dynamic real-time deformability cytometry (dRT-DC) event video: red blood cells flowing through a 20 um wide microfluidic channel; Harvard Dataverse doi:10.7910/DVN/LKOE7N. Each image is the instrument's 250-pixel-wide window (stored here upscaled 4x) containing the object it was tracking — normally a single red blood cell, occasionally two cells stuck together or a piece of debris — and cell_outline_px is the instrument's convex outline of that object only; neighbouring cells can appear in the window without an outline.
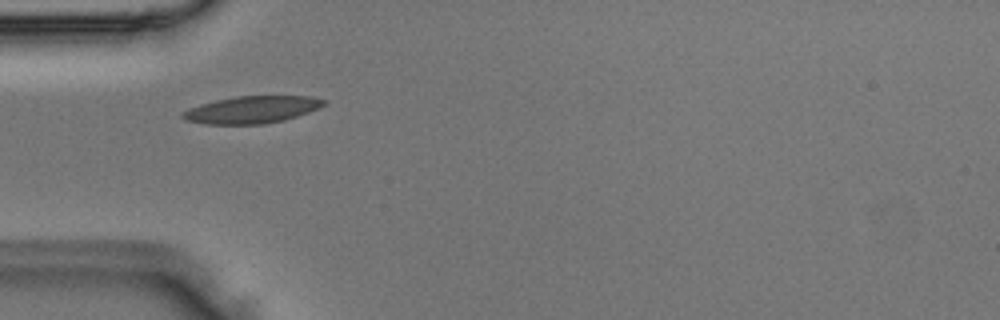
{"species": "Egyptian fruit bat (a non-hibernating species)", "species_latin": "Rousettus aegyptiacus", "temperature_condition": "room temperature", "stored_images_in_passage": 4, "camera_frame_rate_fps": 3000, "um_per_image_px": 0.085, "animal": {"sex": "male"}, "frame": {"image": 1, "passage_image": 1, "time_ms": 0.0, "image_size_px": [1000, 320], "cell_outline_px": [[328, 104], [308, 112], [284, 120], [264, 124], [204, 124], [188, 120], [180, 116], [180, 112], [188, 108], [200, 104], [216, 100], [236, 96], [312, 96], [328, 100]], "centroid_in_image_um": [21.42, 9.31], "position_along_channel_um": 63.6, "area_um2": 22.48}}
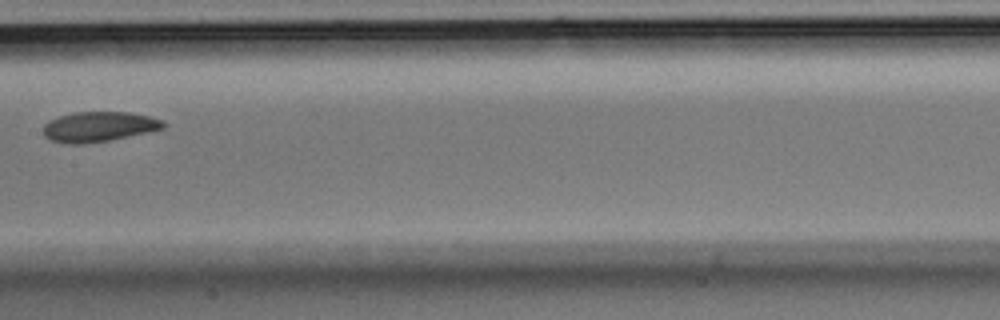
{"frame": {"image": 2, "passage_image": 4, "time_ms": 1.0, "image_size_px": [1000, 320], "cell_outline_px": [[164, 128], [108, 140], [84, 144], [68, 144], [52, 140], [44, 136], [44, 124], [48, 120], [60, 116], [76, 112], [128, 112], [148, 116], [164, 120]], "centroid_in_image_um": [8.37, 10.76], "position_along_channel_um": 199.0, "area_um2": 20.75}}